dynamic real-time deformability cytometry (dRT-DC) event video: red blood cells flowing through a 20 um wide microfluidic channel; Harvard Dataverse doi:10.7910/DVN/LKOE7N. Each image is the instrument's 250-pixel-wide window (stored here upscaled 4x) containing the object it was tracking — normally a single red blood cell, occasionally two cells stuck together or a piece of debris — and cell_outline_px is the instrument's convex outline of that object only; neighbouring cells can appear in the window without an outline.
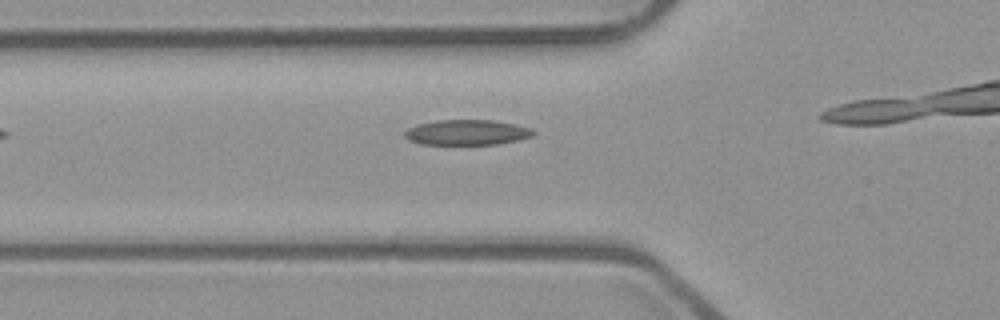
{"species": "common noctule bat (a hibernating species)", "species_latin": "Nyctalus noctula", "temperature_condition": "room temperature", "stored_images_in_passage": 6, "camera_frame_rate_fps": 3000, "um_per_image_px": 0.085, "animal": {"sex": "male", "body_mass_g": 23.1, "forearm_length_mm": 52.7}, "frame": {"image": 1, "passage_image": 2, "time_ms": 0.333, "image_size_px": [1000, 320], "cell_outline_px": [[536, 132], [532, 136], [516, 140], [496, 144], [420, 144], [404, 136], [404, 132], [408, 128], [420, 124], [436, 120], [496, 120], [516, 124], [532, 128]], "centroid_in_image_um": [39.73, 11.24], "position_along_channel_um": 86.1, "area_um2": 18.84}}
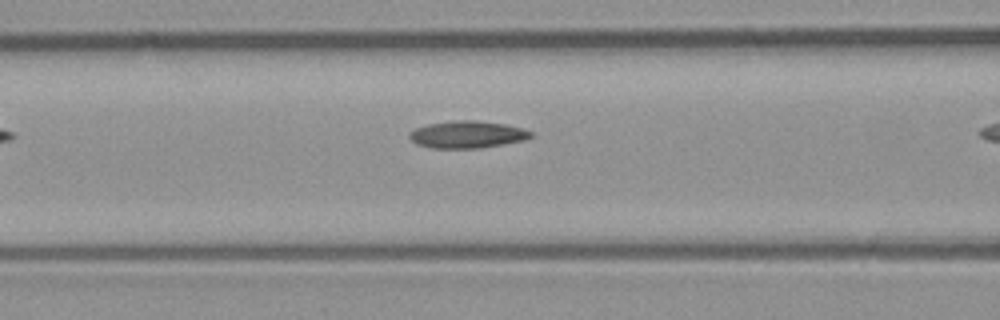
{"frame": {"image": 2, "passage_image": 5, "time_ms": 1.333, "image_size_px": [1000, 320], "cell_outline_px": [[532, 136], [524, 140], [480, 148], [432, 148], [416, 144], [408, 136], [416, 128], [428, 124], [452, 120], [476, 120], [504, 124], [524, 128], [532, 132]], "centroid_in_image_um": [39.73, 11.43], "position_along_channel_um": 126.9, "area_um2": 19.13}}